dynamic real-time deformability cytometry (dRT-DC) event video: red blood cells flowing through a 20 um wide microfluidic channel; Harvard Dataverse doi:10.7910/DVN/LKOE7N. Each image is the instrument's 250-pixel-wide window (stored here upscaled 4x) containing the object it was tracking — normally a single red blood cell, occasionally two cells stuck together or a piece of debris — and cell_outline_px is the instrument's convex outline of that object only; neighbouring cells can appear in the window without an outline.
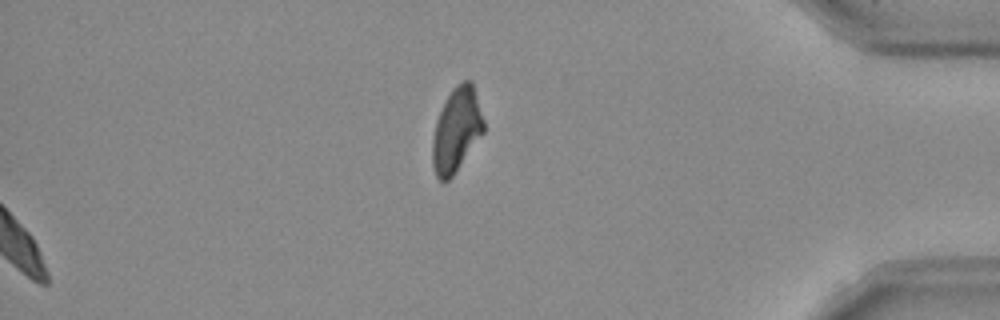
{"species": "Egyptian fruit bat (a non-hibernating species)", "species_latin": "Rousettus aegyptiacus", "temperature_condition": "room temperature", "stored_images_in_passage": 38, "segment_of_instrument_passage": [2, 2], "camera_frame_rate_fps": 3000, "um_per_image_px": 0.085, "frame": {"image": 1, "passage_image": 38, "time_ms": 12.333, "image_size_px": [1000, 320], "cell_outline_px": [[484, 132], [452, 176], [448, 180], [440, 180], [436, 176], [432, 164], [432, 136], [436, 120], [452, 88], [456, 84], [464, 80], [472, 80], [484, 120]], "centroid_in_image_um": [38.8, 11.02], "position_along_channel_um": 396.4, "area_um2": 24.97}}